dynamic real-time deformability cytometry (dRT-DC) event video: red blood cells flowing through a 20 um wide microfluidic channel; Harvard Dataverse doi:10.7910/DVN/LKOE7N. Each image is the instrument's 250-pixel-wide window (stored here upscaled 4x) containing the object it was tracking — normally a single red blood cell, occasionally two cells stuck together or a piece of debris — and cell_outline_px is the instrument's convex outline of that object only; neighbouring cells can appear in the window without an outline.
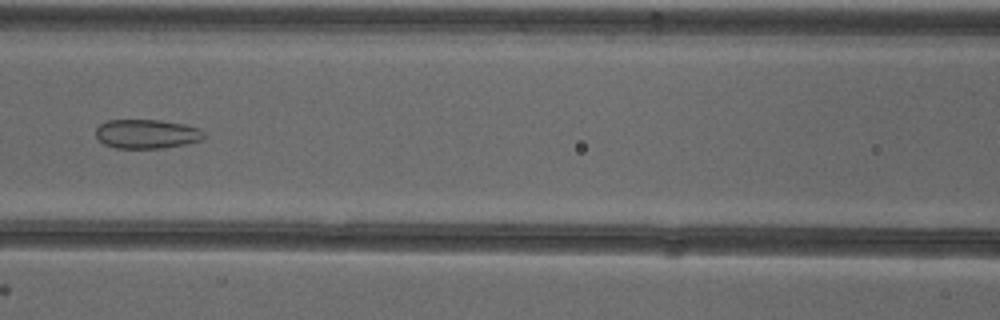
{"species": "common noctule bat (a hibernating species)", "species_latin": "Nyctalus noctula", "temperature_condition": "cold", "stored_images_in_passage": 53, "camera_frame_rate_fps": 3000, "um_per_image_px": 0.085, "animal": {"sex": "female"}, "frame": {"image": 1, "passage_image": 24, "time_ms": 7.667, "image_size_px": [1000, 320], "cell_outline_px": [[204, 136], [200, 140], [184, 144], [160, 148], [116, 148], [104, 144], [96, 136], [96, 128], [100, 124], [108, 120], [160, 120], [184, 124], [200, 128], [204, 132]], "centroid_in_image_um": [12.46, 11.37], "position_along_channel_um": 154.1, "area_um2": 18.26}}
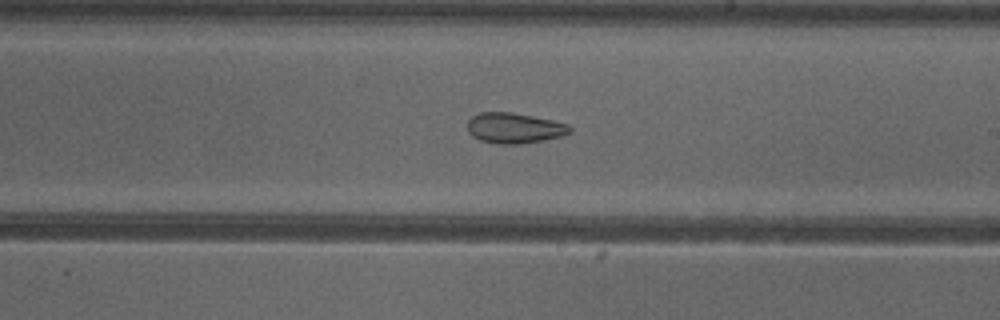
{"frame": {"image": 2, "passage_image": 31, "time_ms": 10.0, "image_size_px": [1000, 320], "cell_outline_px": [[572, 132], [564, 136], [520, 144], [496, 144], [480, 140], [472, 136], [468, 132], [468, 120], [472, 116], [480, 112], [512, 112], [552, 120], [568, 124], [572, 128]], "centroid_in_image_um": [43.73, 10.89], "position_along_channel_um": 245.3, "area_um2": 18.32}}
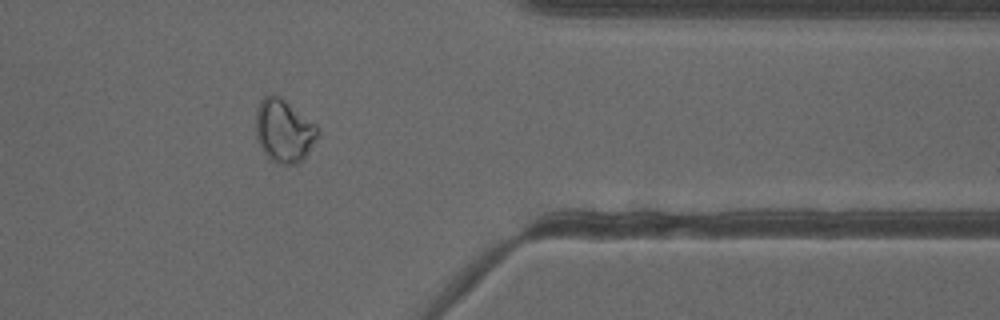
{"frame": {"image": 3, "passage_image": 43, "time_ms": 14.0, "image_size_px": [1000, 320], "cell_outline_px": [[320, 132], [316, 140], [304, 156], [296, 164], [276, 164], [268, 156], [260, 144], [256, 136], [256, 108], [260, 100], [268, 92], [272, 92], [280, 96], [316, 124]], "centroid_in_image_um": [24.12, 11.06], "position_along_channel_um": 387.3, "area_um2": 22.72}, "authors_computed_cell_mechanics": {"area_um2": 23.5824, "velocity_mm_per_s": 3.9161, "shape_relaxation_time_tau1_ms": null, "shape_relaxation_time_tau2_ms": 2.3358, "deformation_change_tau1": null, "deformation_change_tau2": 0.0948}}